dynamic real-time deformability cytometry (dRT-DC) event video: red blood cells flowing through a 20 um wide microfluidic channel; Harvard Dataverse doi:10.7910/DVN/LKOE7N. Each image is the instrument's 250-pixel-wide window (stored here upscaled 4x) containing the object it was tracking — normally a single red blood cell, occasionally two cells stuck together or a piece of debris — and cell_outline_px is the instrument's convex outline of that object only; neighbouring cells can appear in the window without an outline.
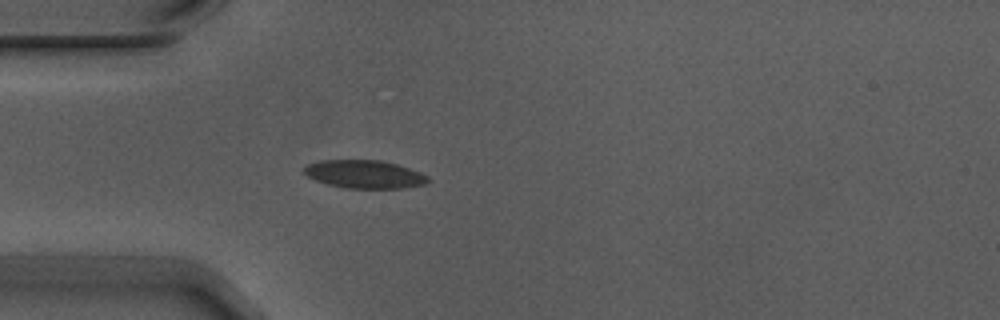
{"species": "Egyptian fruit bat (a non-hibernating species)", "species_latin": "Rousettus aegyptiacus", "temperature_condition": "warm", "stored_images_in_passage": 3, "camera_frame_rate_fps": 3000, "um_per_image_px": 0.085, "animal": {"sex": "male"}, "frame": {"image": 1, "passage_image": 3, "time_ms": 0.667, "image_size_px": [1000, 320], "cell_outline_px": [[432, 180], [424, 184], [404, 188], [344, 188], [328, 184], [316, 180], [308, 176], [304, 172], [304, 168], [308, 164], [320, 160], [380, 160], [396, 164], [420, 172], [428, 176]], "centroid_in_image_um": [31.0, 14.81], "position_along_channel_um": 54.0, "area_um2": 20.23}}